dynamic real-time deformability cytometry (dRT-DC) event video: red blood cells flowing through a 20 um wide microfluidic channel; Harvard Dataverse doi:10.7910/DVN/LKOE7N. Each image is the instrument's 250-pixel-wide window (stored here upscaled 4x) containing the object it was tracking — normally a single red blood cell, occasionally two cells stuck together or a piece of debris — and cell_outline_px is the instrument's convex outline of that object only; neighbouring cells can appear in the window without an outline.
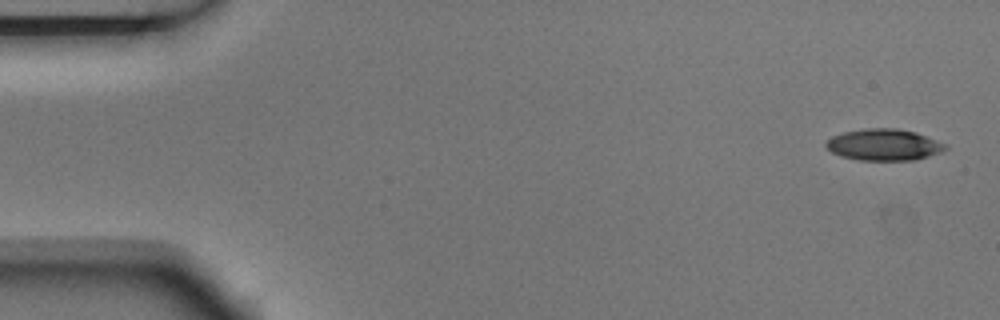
{"species": "Egyptian fruit bat (a non-hibernating species)", "species_latin": "Rousettus aegyptiacus", "temperature_condition": "room temperature", "stored_images_in_passage": 5, "camera_frame_rate_fps": 3000, "um_per_image_px": 0.085, "animal": {"sex": "male"}, "frame": {"image": 1, "passage_image": 1, "time_ms": 0.0, "image_size_px": [1000, 320], "cell_outline_px": [[948, 148], [940, 152], [928, 156], [912, 160], [860, 160], [840, 156], [832, 152], [824, 144], [832, 136], [844, 132], [864, 128], [896, 128], [916, 132], [948, 144]], "centroid_in_image_um": [75.15, 12.29], "position_along_channel_um": 9.9, "area_um2": 21.91}}
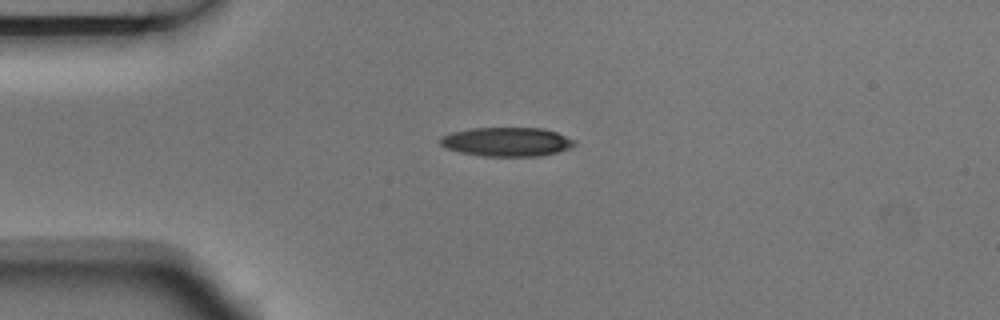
{"frame": {"image": 2, "passage_image": 4, "time_ms": 1.0, "image_size_px": [1000, 320], "cell_outline_px": [[576, 144], [572, 148], [540, 156], [480, 156], [460, 152], [444, 148], [440, 144], [440, 136], [452, 132], [468, 128], [544, 128], [556, 132], [576, 140]], "centroid_in_image_um": [43.07, 12.05], "position_along_channel_um": 41.9, "area_um2": 22.95}}